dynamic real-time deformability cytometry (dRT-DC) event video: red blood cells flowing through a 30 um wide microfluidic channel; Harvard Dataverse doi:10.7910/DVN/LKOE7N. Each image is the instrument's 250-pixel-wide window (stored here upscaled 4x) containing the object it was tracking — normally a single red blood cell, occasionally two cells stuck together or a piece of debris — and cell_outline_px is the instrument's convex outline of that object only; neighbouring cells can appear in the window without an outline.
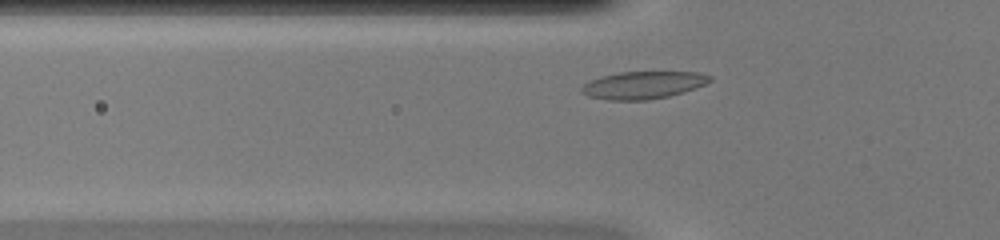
{"species": "common noctule bat (a hibernating species)", "species_latin": "Nyctalus noctula", "temperature_condition": "warm", "stored_images_in_passage": 31, "camera_frame_rate_fps": 3000, "um_per_image_px": 0.085, "animal": {"sex": "female", "body_mass_g": 20.0, "forearm_length_mm": 54.0}, "frame": {"image": 1, "passage_image": 5, "time_ms": 1.333, "image_size_px": [1000, 240], "cell_outline_px": [[712, 80], [696, 88], [684, 92], [668, 96], [648, 100], [608, 100], [588, 96], [580, 92], [580, 88], [584, 84], [592, 80], [604, 76], [620, 72], [700, 72], [712, 76]], "centroid_in_image_um": [54.69, 7.23], "position_along_channel_um": 71.1, "area_um2": 20.46}}
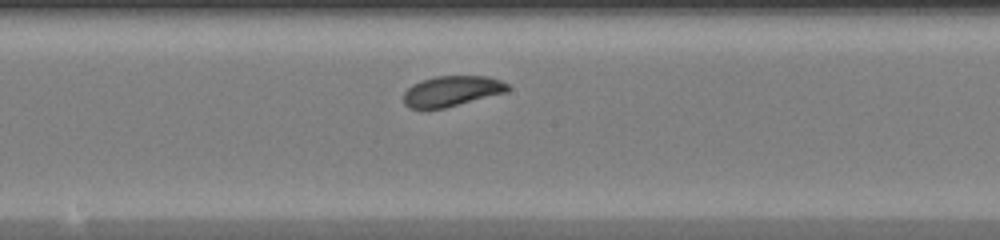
{"frame": {"image": 2, "passage_image": 15, "time_ms": 4.667, "image_size_px": [1000, 240], "cell_outline_px": [[512, 88], [508, 92], [444, 108], [408, 108], [404, 104], [404, 92], [412, 84], [420, 80], [436, 76], [488, 76], [500, 80], [508, 84]], "centroid_in_image_um": [38.42, 7.73], "position_along_channel_um": 209.8, "area_um2": 18.61}}
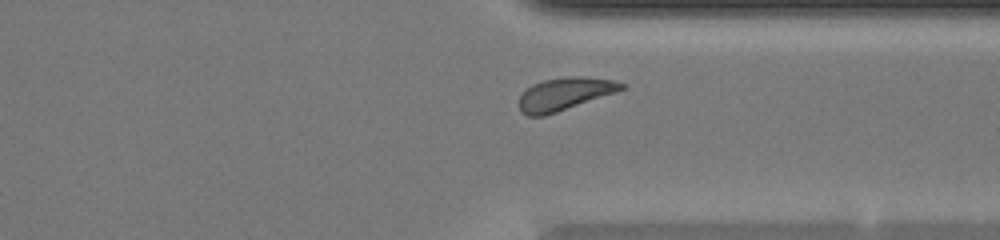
{"frame": {"image": 3, "passage_image": 26, "time_ms": 8.333, "image_size_px": [1000, 240], "cell_outline_px": [[624, 88], [616, 92], [544, 116], [528, 116], [520, 112], [520, 96], [532, 84], [544, 80], [564, 76], [584, 76], [612, 80], [624, 84]], "centroid_in_image_um": [47.97, 7.98], "position_along_channel_um": 363.4, "area_um2": 19.25}, "authors_computed_cell_mechanics": {"area_um2": 18.9006, "velocity_mm_per_s": 4.1761, "shape_relaxation_time_tau1_ms": 1.8576, "shape_relaxation_time_tau2_ms": null, "deformation_change_tau1": 0.0769, "deformation_change_tau2": null}}